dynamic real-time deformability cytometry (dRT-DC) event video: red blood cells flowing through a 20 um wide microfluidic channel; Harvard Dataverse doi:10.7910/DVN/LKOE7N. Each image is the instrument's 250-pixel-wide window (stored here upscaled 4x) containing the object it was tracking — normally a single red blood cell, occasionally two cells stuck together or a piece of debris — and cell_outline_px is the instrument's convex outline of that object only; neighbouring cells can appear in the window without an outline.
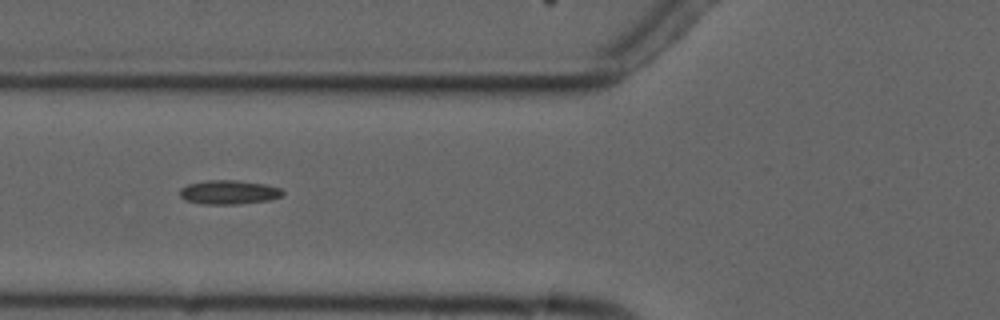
{"species": "common noctule bat (a hibernating species)", "species_latin": "Nyctalus noctula", "temperature_condition": "cold", "stored_images_in_passage": 5, "camera_frame_rate_fps": 3000, "um_per_image_px": 0.085, "animal": {"sex": "male", "forearm_length_mm": 52.5}, "frame": {"image": 1, "passage_image": 4, "time_ms": 3.667, "image_size_px": [1000, 320], "cell_outline_px": [[284, 192], [280, 196], [268, 200], [240, 204], [204, 204], [184, 200], [180, 196], [180, 188], [188, 184], [208, 180], [236, 180], [264, 184], [280, 188]], "centroid_in_image_um": [19.42, 16.34], "position_along_channel_um": 106.4, "area_um2": 14.33}}
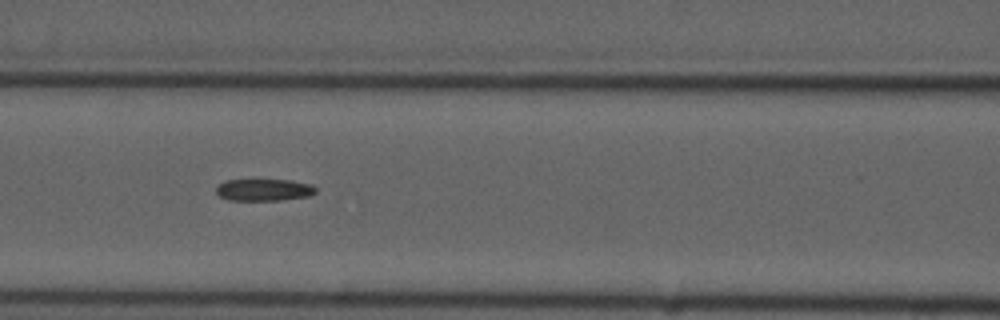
{"frame": {"image": 2, "passage_image": 5, "time_ms": 4.667, "image_size_px": [1000, 320], "cell_outline_px": [[316, 192], [308, 196], [280, 200], [228, 200], [220, 196], [216, 192], [216, 188], [220, 184], [228, 180], [292, 180], [312, 184], [316, 188]], "centroid_in_image_um": [22.46, 16.14], "position_along_channel_um": 144.1, "area_um2": 12.66}}